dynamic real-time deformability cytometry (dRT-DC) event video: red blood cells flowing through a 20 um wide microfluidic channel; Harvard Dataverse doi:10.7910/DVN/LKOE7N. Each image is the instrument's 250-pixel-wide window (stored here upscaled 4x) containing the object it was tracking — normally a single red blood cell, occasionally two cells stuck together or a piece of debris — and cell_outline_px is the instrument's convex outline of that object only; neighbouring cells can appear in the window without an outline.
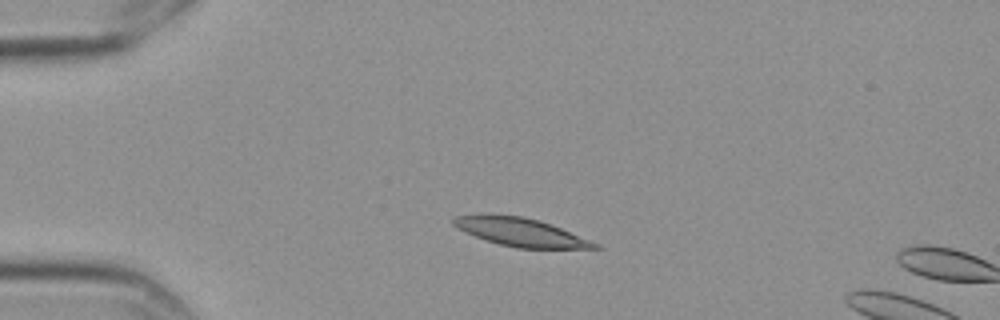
{"species": "Egyptian fruit bat (a non-hibernating species)", "species_latin": "Rousettus aegyptiacus", "temperature_condition": "cold", "stored_images_in_passage": 2, "camera_frame_rate_fps": 3000, "um_per_image_px": 0.085, "frame": {"image": 1, "passage_image": 1, "time_ms": 0.0, "image_size_px": [1000, 320], "cell_outline_px": [[604, 248], [516, 248], [500, 244], [476, 236], [452, 224], [452, 220], [456, 216], [520, 216], [536, 220], [560, 228], [600, 244]], "centroid_in_image_um": [44.34, 19.77], "position_along_channel_um": 40.7, "area_um2": 22.08}}